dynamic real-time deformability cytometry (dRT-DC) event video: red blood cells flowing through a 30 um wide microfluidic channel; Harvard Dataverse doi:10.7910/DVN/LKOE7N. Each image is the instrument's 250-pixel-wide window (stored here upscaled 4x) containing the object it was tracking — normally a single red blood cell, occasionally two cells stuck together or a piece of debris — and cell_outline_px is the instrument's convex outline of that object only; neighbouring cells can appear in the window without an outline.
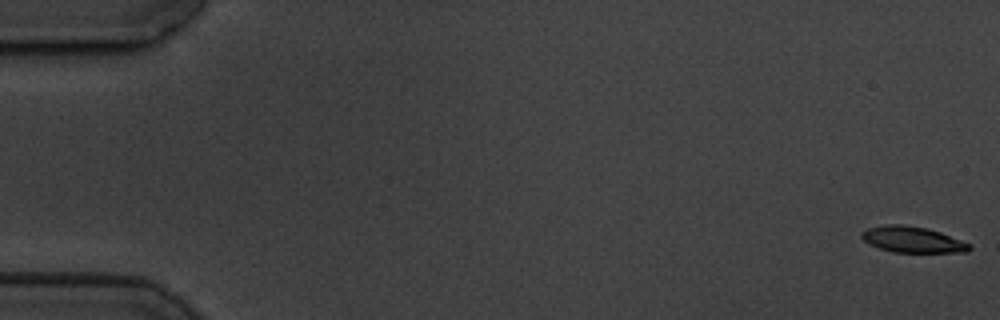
{"species": "common noctule bat (a hibernating species)", "species_latin": "Nyctalus noctula", "temperature_condition": "cold", "stored_images_in_passage": 3, "camera_frame_rate_fps": 3000, "um_per_image_px": 0.085, "animal": {"sex": "male", "body_mass_g": 19.5, "forearm_length_mm": 54.6}, "frame": {"image": 1, "passage_image": 1, "time_ms": 0.0, "image_size_px": [1000, 320], "cell_outline_px": [[972, 248], [968, 252], [892, 252], [868, 244], [860, 236], [860, 232], [868, 228], [884, 224], [900, 224], [928, 228], [940, 232], [972, 244]], "centroid_in_image_um": [77.56, 20.36], "position_along_channel_um": 7.4, "area_um2": 16.47}}